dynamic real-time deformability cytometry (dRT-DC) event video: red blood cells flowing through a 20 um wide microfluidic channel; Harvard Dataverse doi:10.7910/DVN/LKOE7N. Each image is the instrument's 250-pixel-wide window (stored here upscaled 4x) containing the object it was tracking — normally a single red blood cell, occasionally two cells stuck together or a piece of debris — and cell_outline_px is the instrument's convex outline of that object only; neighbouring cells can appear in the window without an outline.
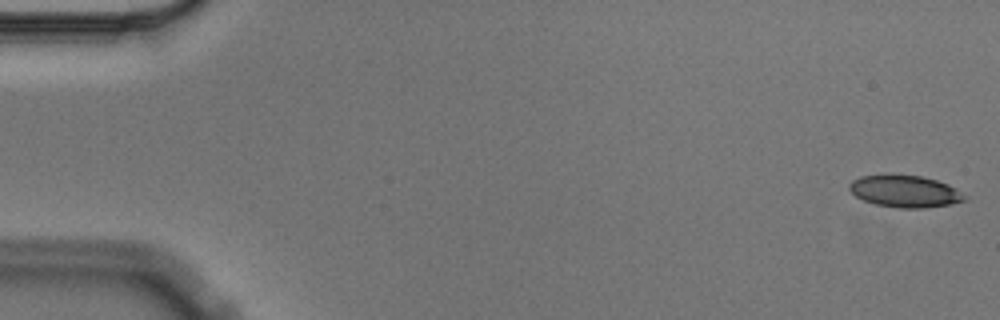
{"species": "Egyptian fruit bat (a non-hibernating species)", "species_latin": "Rousettus aegyptiacus", "temperature_condition": "cold", "stored_images_in_passage": 8, "camera_frame_rate_fps": 3000, "um_per_image_px": 0.085, "animal": {"sex": "male"}, "frame": {"image": 1, "passage_image": 1, "time_ms": 0.0, "image_size_px": [1000, 320], "cell_outline_px": [[968, 200], [948, 204], [924, 208], [896, 208], [876, 204], [864, 200], [856, 196], [848, 188], [848, 184], [852, 180], [860, 176], [892, 172], [920, 176], [936, 180], [948, 184], [968, 196]], "centroid_in_image_um": [76.89, 16.23], "position_along_channel_um": 8.1, "area_um2": 22.02}}
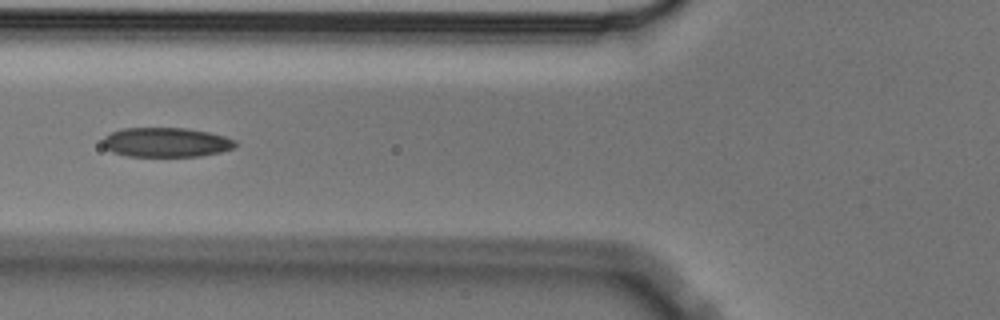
{"frame": {"image": 2, "passage_image": 6, "time_ms": 1.667, "image_size_px": [1000, 320], "cell_outline_px": [[236, 144], [232, 148], [220, 152], [200, 156], [128, 156], [112, 152], [104, 148], [104, 136], [120, 128], [184, 128], [208, 132], [224, 136], [236, 140]], "centroid_in_image_um": [14.1, 12.09], "position_along_channel_um": 111.7, "area_um2": 22.66}}
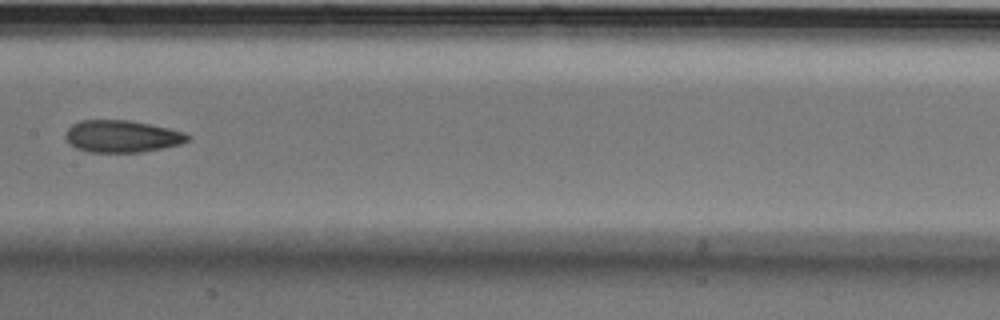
{"frame": {"image": 3, "passage_image": 8, "time_ms": 2.333, "image_size_px": [1000, 320], "cell_outline_px": [[192, 140], [180, 144], [140, 152], [88, 152], [76, 148], [68, 144], [64, 136], [68, 128], [72, 124], [80, 120], [128, 120], [168, 128], [184, 132], [192, 136]], "centroid_in_image_um": [10.35, 11.59], "position_along_channel_um": 197.1, "area_um2": 22.95}}